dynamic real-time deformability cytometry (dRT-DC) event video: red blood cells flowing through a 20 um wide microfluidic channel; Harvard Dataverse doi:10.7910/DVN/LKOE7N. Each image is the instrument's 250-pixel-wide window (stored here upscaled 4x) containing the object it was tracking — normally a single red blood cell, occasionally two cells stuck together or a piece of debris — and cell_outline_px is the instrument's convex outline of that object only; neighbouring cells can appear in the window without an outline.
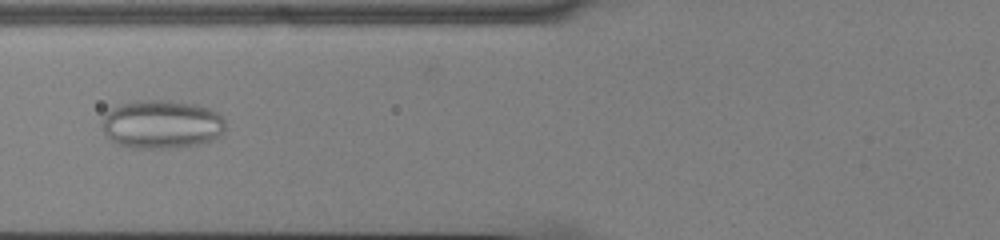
{"species": "common noctule bat (a hibernating species)", "species_latin": "Nyctalus noctula", "temperature_condition": "cold", "stored_images_in_passage": 51, "camera_frame_rate_fps": 3000, "um_per_image_px": 0.085, "animal": {"sex": "male", "body_mass_g": 13.0, "forearm_length_mm": 53.1}, "frame": {"image": 1, "passage_image": 19, "time_ms": 6.0, "image_size_px": [1000, 240], "cell_outline_px": [[224, 132], [220, 136], [212, 140], [196, 144], [168, 148], [132, 148], [116, 144], [108, 140], [100, 124], [100, 120], [112, 108], [120, 104], [140, 100], [168, 100], [196, 104], [208, 108], [216, 112], [224, 120]], "centroid_in_image_um": [13.69, 10.57], "position_along_channel_um": 112.1, "area_um2": 35.14}}
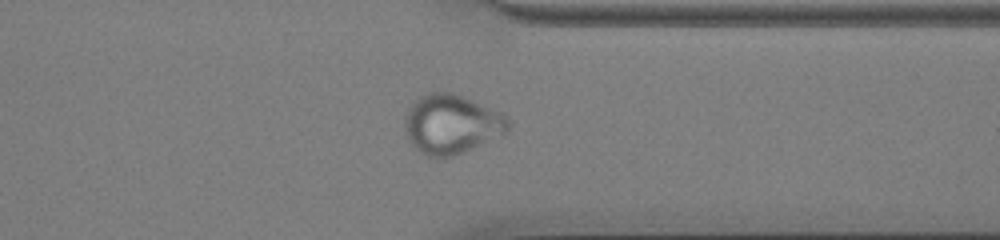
{"frame": {"image": 2, "passage_image": 40, "time_ms": 13.0, "image_size_px": [1000, 240], "cell_outline_px": [[508, 128], [504, 132], [452, 156], [424, 156], [408, 140], [404, 128], [404, 116], [408, 108], [420, 96], [428, 92], [448, 92], [472, 100], [500, 112], [508, 120]], "centroid_in_image_um": [38.28, 10.53], "position_along_channel_um": 373.1, "area_um2": 34.8}}
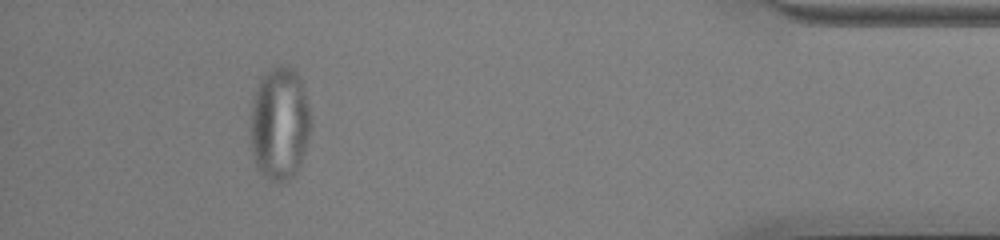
{"frame": {"image": 3, "passage_image": 47, "time_ms": 15.333, "image_size_px": [1000, 240], "cell_outline_px": [[312, 124], [308, 140], [300, 164], [296, 172], [288, 180], [280, 184], [268, 180], [256, 168], [252, 156], [248, 120], [252, 100], [256, 88], [260, 80], [272, 68], [280, 64], [288, 64], [296, 72], [304, 88]], "centroid_in_image_um": [23.73, 10.54], "position_along_channel_um": 411.5, "area_um2": 40.75}}